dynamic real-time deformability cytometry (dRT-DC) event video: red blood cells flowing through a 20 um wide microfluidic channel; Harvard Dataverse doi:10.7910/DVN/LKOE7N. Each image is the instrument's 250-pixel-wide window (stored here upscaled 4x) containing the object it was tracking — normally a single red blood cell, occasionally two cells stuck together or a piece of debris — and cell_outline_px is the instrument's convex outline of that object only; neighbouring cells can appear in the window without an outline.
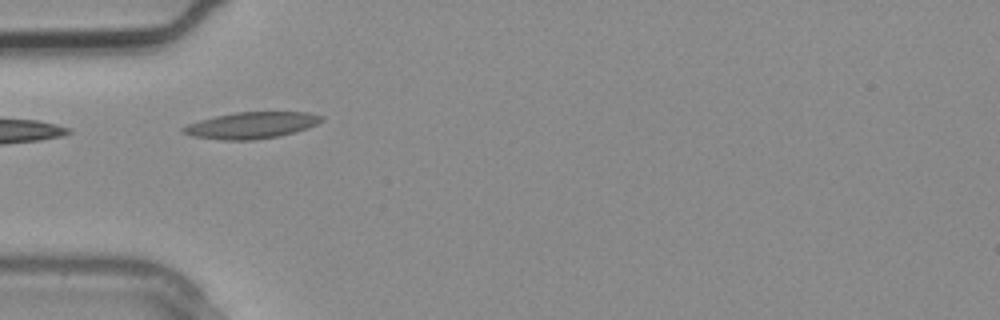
{"species": "common noctule bat (a hibernating species)", "species_latin": "Nyctalus noctula", "temperature_condition": "warm", "stored_images_in_passage": 5, "camera_frame_rate_fps": 3000, "um_per_image_px": 0.085, "animal": {"sex": "male", "body_mass_g": 20.4}, "frame": {"image": 1, "passage_image": 2, "time_ms": 0.333, "image_size_px": [1000, 320], "cell_outline_px": [[324, 120], [308, 128], [276, 136], [252, 140], [220, 140], [192, 136], [180, 132], [180, 128], [188, 124], [200, 120], [216, 116], [236, 112], [308, 112], [324, 116]], "centroid_in_image_um": [21.34, 10.64], "position_along_channel_um": 63.7, "area_um2": 21.27}}
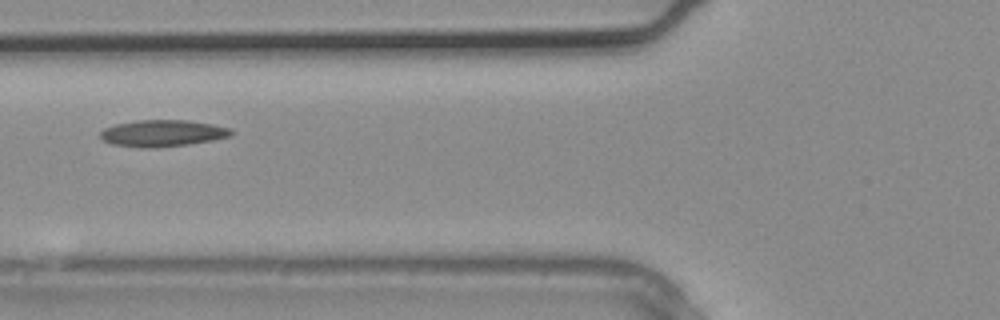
{"frame": {"image": 2, "passage_image": 4, "time_ms": 1.0, "image_size_px": [1000, 320], "cell_outline_px": [[236, 132], [232, 136], [212, 140], [188, 144], [156, 148], [136, 148], [112, 144], [104, 140], [100, 136], [100, 132], [104, 128], [116, 124], [140, 120], [184, 120], [212, 124], [232, 128]], "centroid_in_image_um": [13.85, 11.33], "position_along_channel_um": 112.0, "area_um2": 20.46}}